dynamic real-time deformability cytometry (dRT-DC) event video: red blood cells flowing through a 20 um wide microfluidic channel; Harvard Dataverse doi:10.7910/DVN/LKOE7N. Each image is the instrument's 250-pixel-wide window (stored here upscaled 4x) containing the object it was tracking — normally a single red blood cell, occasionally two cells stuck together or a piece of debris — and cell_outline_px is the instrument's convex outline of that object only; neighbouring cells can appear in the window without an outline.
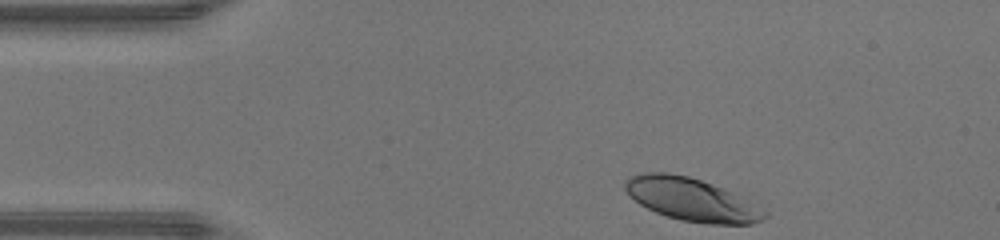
{"species": "human", "species_latin": "Homo sapiens", "temperature_condition": "warm", "stored_images_in_passage": 32, "camera_frame_rate_fps": 3000, "um_per_image_px": 0.085, "donor": {"sex": "male"}, "frame": {"image": 1, "passage_image": 1, "time_ms": 0.0, "image_size_px": [1000, 240], "cell_outline_px": [[768, 216], [764, 220], [752, 224], [704, 224], [680, 220], [656, 212], [640, 204], [624, 188], [624, 180], [632, 176], [644, 172], [668, 172], [688, 176], [724, 188], [748, 200], [768, 212]], "centroid_in_image_um": [58.82, 16.96], "position_along_channel_um": 26.2, "area_um2": 34.8}}
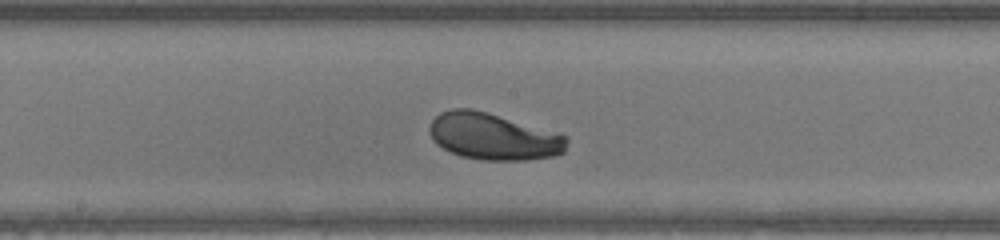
{"frame": {"image": 2, "passage_image": 18, "time_ms": 5.667, "image_size_px": [1000, 240], "cell_outline_px": [[568, 140], [564, 152], [552, 156], [528, 160], [480, 160], [460, 156], [436, 144], [432, 140], [428, 128], [432, 120], [440, 112], [452, 108], [472, 108], [488, 112], [560, 132], [568, 136]], "centroid_in_image_um": [41.95, 11.59], "position_along_channel_um": 206.2, "area_um2": 37.92}}
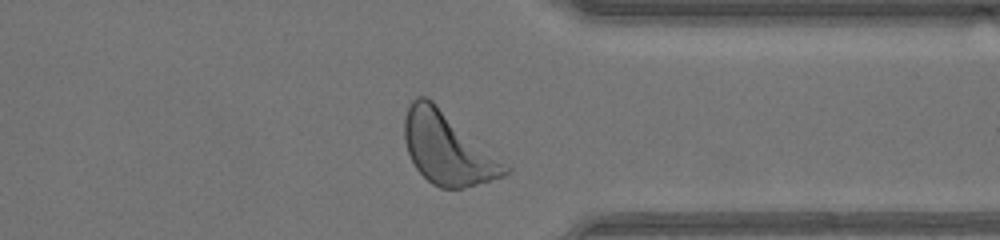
{"frame": {"image": 3, "passage_image": 30, "time_ms": 9.667, "image_size_px": [1000, 240], "cell_outline_px": [[512, 172], [504, 176], [464, 188], [440, 188], [432, 184], [416, 168], [408, 152], [404, 140], [404, 116], [412, 100], [416, 96], [424, 96], [432, 100], [512, 168]], "centroid_in_image_um": [38.05, 12.62], "position_along_channel_um": 373.3, "area_um2": 42.08}, "authors_computed_cell_mechanics": {"area_um2": 36.7319, "velocity_mm_per_s": 4.3167, "shape_relaxation_time_tau1_ms": 1.9607, "shape_relaxation_time_tau2_ms": null, "deformation_change_tau1": 0.1464, "deformation_change_tau2": null}}